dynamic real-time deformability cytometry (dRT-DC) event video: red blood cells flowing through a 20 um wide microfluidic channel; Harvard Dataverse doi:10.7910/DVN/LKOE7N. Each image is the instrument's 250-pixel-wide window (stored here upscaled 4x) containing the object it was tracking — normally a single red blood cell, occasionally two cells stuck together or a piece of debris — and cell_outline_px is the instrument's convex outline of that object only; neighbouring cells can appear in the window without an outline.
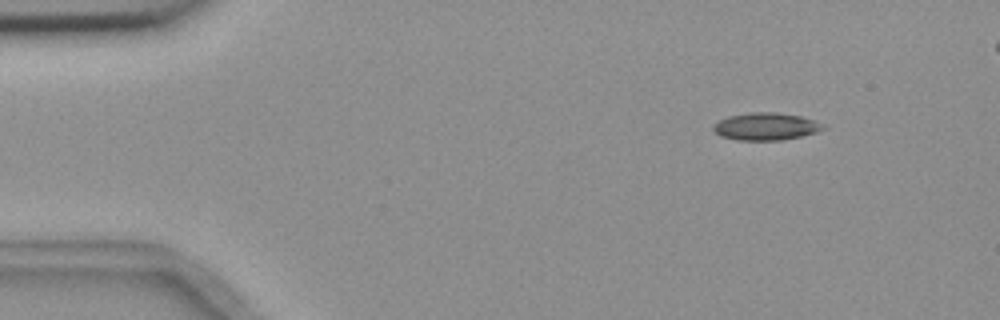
{"species": "common noctule bat (a hibernating species)", "species_latin": "Nyctalus noctula", "temperature_condition": "room temperature", "stored_images_in_passage": 6, "camera_frame_rate_fps": 3000, "um_per_image_px": 0.085, "animal": {"sex": "female", "body_mass_g": 18.4}, "frame": {"image": 1, "passage_image": 1, "time_ms": 0.0, "image_size_px": [1000, 320], "cell_outline_px": [[828, 128], [816, 132], [784, 140], [736, 140], [720, 136], [712, 128], [712, 124], [728, 116], [752, 112], [776, 112], [800, 116], [824, 124]], "centroid_in_image_um": [65.09, 10.75], "position_along_channel_um": 19.9, "area_um2": 17.57}}
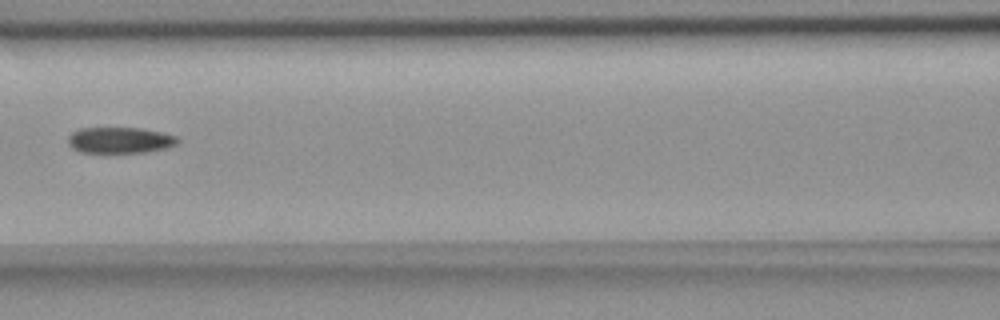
{"frame": {"image": 2, "passage_image": 6, "time_ms": 6.0, "image_size_px": [1000, 320], "cell_outline_px": [[180, 140], [176, 144], [164, 148], [144, 152], [80, 152], [72, 148], [68, 144], [68, 136], [72, 132], [80, 128], [140, 128], [160, 132], [176, 136]], "centroid_in_image_um": [10.16, 11.91], "position_along_channel_um": 156.4, "area_um2": 16.47}}